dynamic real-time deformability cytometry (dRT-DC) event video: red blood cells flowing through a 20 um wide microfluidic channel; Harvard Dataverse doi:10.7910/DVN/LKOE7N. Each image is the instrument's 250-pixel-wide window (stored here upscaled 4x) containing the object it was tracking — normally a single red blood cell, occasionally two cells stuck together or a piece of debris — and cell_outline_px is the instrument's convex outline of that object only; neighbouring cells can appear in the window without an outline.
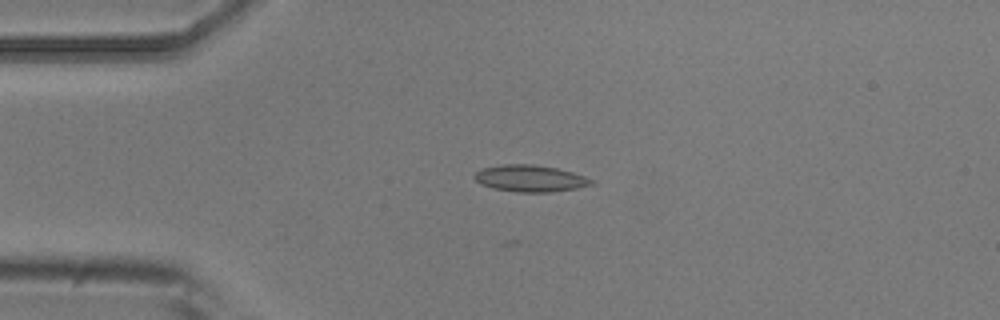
{"species": "common noctule bat (a hibernating species)", "species_latin": "Nyctalus noctula", "temperature_condition": "room temperature", "stored_images_in_passage": 51, "camera_frame_rate_fps": 3000, "um_per_image_px": 0.085, "animal": {"sex": "male", "body_mass_g": 20.5, "forearm_length_mm": 52.5}, "frame": {"image": 1, "passage_image": 11, "time_ms": 3.333, "image_size_px": [1000, 320], "cell_outline_px": [[596, 184], [576, 188], [552, 192], [516, 192], [492, 188], [480, 184], [472, 176], [480, 168], [500, 164], [532, 164], [556, 168], [572, 172], [596, 180]], "centroid_in_image_um": [45.06, 15.16], "position_along_channel_um": 39.9, "area_um2": 18.44}}
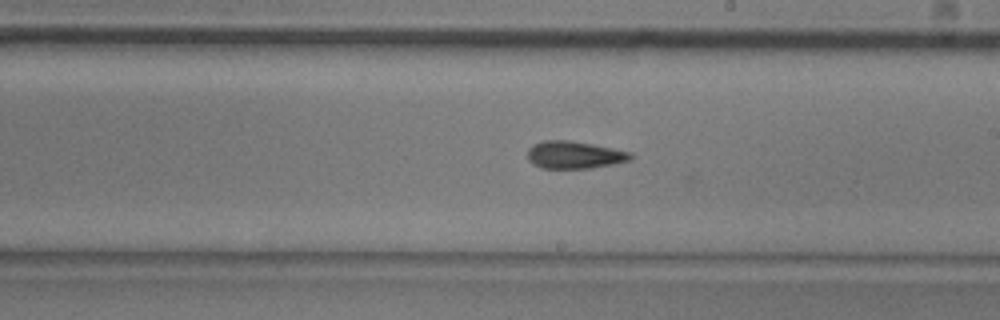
{"frame": {"image": 2, "passage_image": 28, "time_ms": 9.0, "image_size_px": [1000, 320], "cell_outline_px": [[632, 160], [616, 164], [592, 168], [540, 168], [532, 164], [528, 160], [528, 148], [532, 144], [544, 140], [568, 140], [592, 144], [632, 152]], "centroid_in_image_um": [48.82, 13.17], "position_along_channel_um": 240.2, "area_um2": 16.7}}
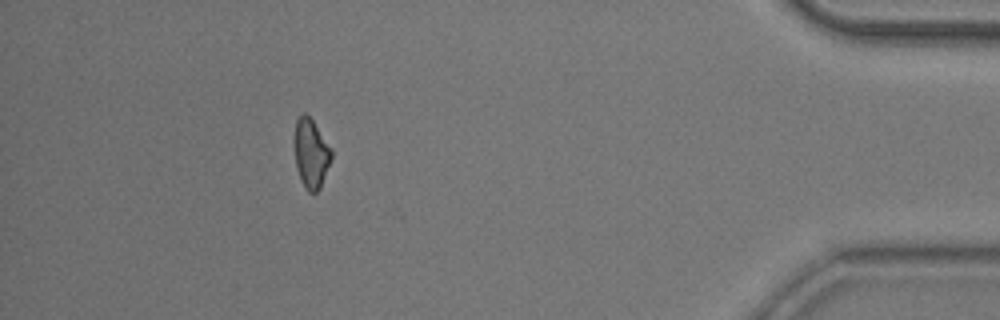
{"frame": {"image": 3, "passage_image": 45, "time_ms": 14.667, "image_size_px": [1000, 320], "cell_outline_px": [[332, 156], [320, 188], [316, 192], [308, 192], [296, 168], [292, 144], [296, 120], [304, 112], [312, 120], [332, 148]], "centroid_in_image_um": [26.41, 13.01], "position_along_channel_um": 408.8, "area_um2": 15.03}, "authors_computed_cell_mechanics": {"area_um2": 15.5482, "velocity_mm_per_s": 3.9516, "shape_relaxation_time_tau1_ms": null, "shape_relaxation_time_tau2_ms": 5.8537, "deformation_change_tau1": null, "deformation_change_tau2": 0.1381}}